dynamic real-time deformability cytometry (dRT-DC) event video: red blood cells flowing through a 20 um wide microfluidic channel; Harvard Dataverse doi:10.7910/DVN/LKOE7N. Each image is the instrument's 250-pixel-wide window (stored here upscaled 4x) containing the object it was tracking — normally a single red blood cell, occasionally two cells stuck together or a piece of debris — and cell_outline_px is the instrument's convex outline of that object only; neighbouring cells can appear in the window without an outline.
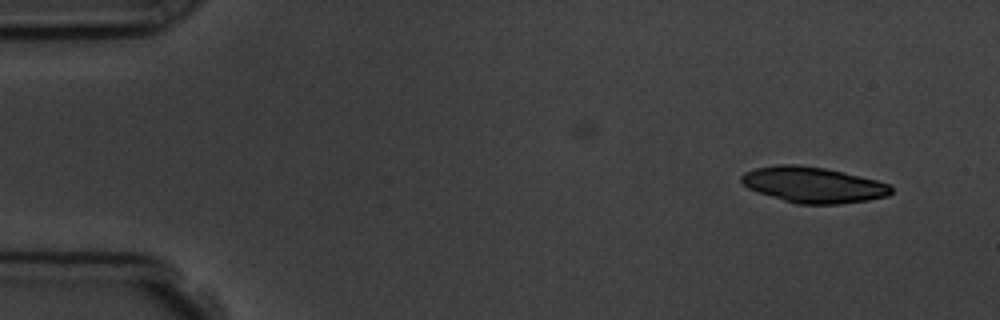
{"species": "common noctule bat (a hibernating species)", "species_latin": "Nyctalus noctula", "temperature_condition": "room temperature", "stored_images_in_passage": 5, "segment_of_instrument_passage": [2, 2], "camera_frame_rate_fps": 3000, "um_per_image_px": 0.085, "animal": {"sex": "male", "body_mass_g": 19.5, "forearm_length_mm": 54.6}, "frame": {"image": 1, "passage_image": 5, "time_ms": 5.667, "image_size_px": [1000, 320], "cell_outline_px": [[892, 192], [888, 196], [868, 200], [840, 204], [796, 204], [756, 192], [748, 188], [740, 180], [740, 176], [744, 172], [756, 168], [776, 164], [796, 164], [824, 168], [860, 176], [876, 180], [888, 184], [892, 188]], "centroid_in_image_um": [69.09, 15.71], "position_along_channel_um": 15.9, "area_um2": 31.27}}